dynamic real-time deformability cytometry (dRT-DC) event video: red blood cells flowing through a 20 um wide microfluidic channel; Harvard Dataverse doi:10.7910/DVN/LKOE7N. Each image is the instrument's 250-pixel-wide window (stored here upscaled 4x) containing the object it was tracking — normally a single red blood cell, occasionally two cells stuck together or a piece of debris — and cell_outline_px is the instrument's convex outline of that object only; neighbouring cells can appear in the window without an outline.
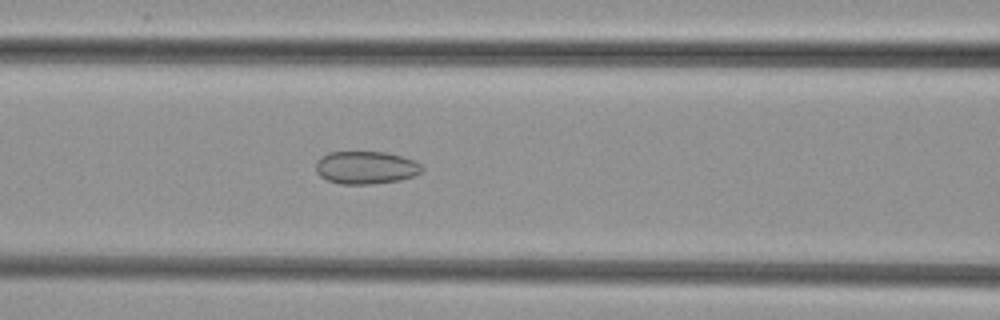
{"species": "common noctule bat (a hibernating species)", "species_latin": "Nyctalus noctula", "temperature_condition": "cold", "stored_images_in_passage": 39, "camera_frame_rate_fps": 3000, "um_per_image_px": 0.085, "animal": {"sex": "female", "body_mass_g": 29.2, "forearm_length_mm": 56.3}, "frame": {"image": 1, "passage_image": 19, "time_ms": 6.0, "image_size_px": [1000, 320], "cell_outline_px": [[424, 168], [416, 176], [400, 180], [372, 184], [340, 184], [328, 180], [320, 176], [316, 172], [316, 160], [320, 156], [328, 152], [388, 152], [412, 160], [420, 164]], "centroid_in_image_um": [31.08, 14.24], "position_along_channel_um": 135.5, "area_um2": 20.4}}
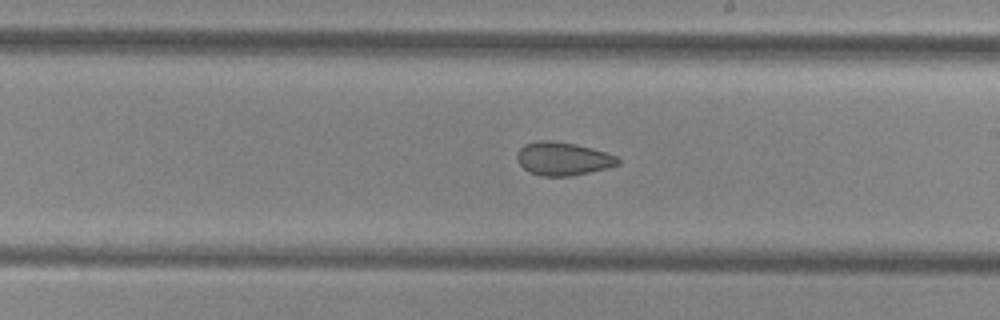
{"frame": {"image": 2, "passage_image": 27, "time_ms": 8.667, "image_size_px": [1000, 320], "cell_outline_px": [[620, 164], [608, 168], [572, 176], [540, 176], [528, 172], [520, 164], [516, 156], [516, 152], [524, 144], [536, 140], [552, 140], [576, 144], [592, 148], [616, 156], [620, 160]], "centroid_in_image_um": [47.83, 13.49], "position_along_channel_um": 241.2, "area_um2": 19.77}}
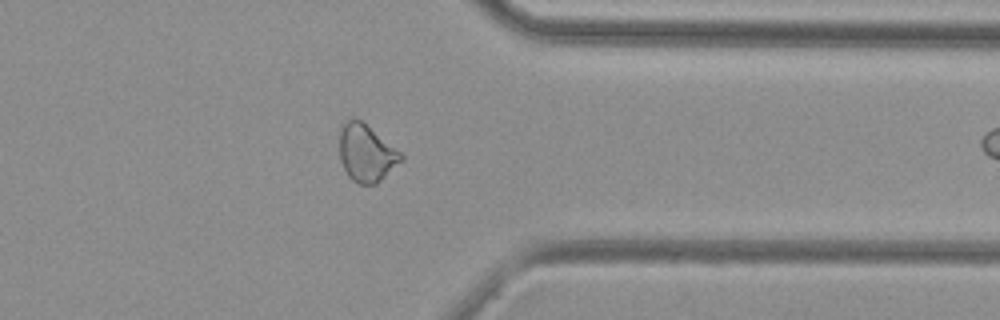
{"frame": {"image": 3, "passage_image": 38, "time_ms": 12.333, "image_size_px": [1000, 320], "cell_outline_px": [[404, 160], [376, 184], [360, 184], [352, 180], [348, 176], [340, 160], [340, 128], [352, 116], [360, 120], [400, 152], [404, 156]], "centroid_in_image_um": [31.13, 13.03], "position_along_channel_um": 380.3, "area_um2": 20.29}}